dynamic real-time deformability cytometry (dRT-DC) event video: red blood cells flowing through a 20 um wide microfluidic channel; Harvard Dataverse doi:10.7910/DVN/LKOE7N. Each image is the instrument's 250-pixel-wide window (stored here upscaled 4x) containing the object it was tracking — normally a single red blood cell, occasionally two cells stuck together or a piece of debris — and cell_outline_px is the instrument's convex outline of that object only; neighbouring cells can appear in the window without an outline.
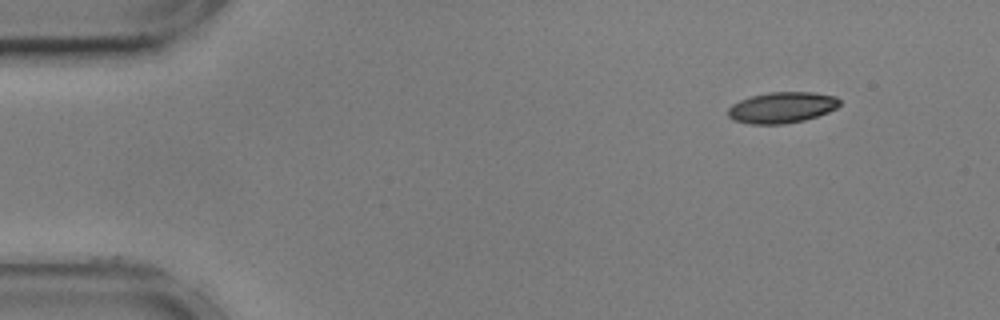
{"species": "common noctule bat (a hibernating species)", "species_latin": "Nyctalus noctula", "temperature_condition": "cold", "stored_images_in_passage": 51, "camera_frame_rate_fps": 3000, "um_per_image_px": 0.085, "animal": {"sex": "male", "body_mass_g": 17.9, "forearm_length_mm": 54.2}, "frame": {"image": 1, "passage_image": 1, "time_ms": 0.0, "image_size_px": [1000, 320], "cell_outline_px": [[840, 104], [836, 108], [828, 112], [804, 120], [784, 124], [748, 124], [732, 120], [728, 116], [728, 108], [732, 104], [740, 100], [752, 96], [768, 92], [812, 92], [836, 96], [840, 100]], "centroid_in_image_um": [66.44, 9.14], "position_along_channel_um": 18.6, "area_um2": 20.23}}
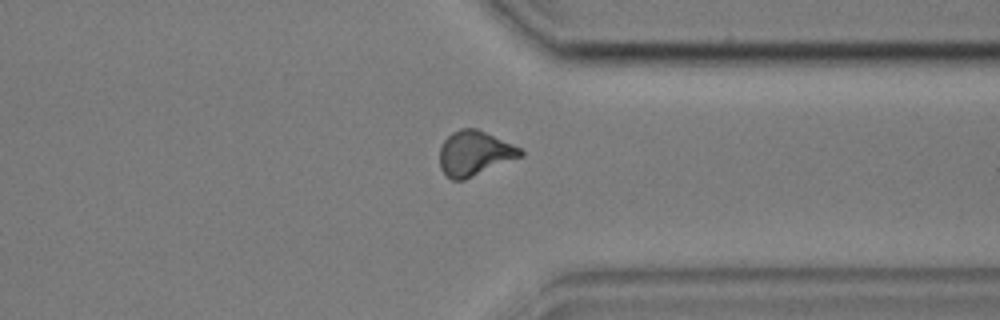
{"frame": {"image": 2, "passage_image": 38, "time_ms": 12.333, "image_size_px": [1000, 320], "cell_outline_px": [[524, 156], [464, 180], [452, 180], [444, 176], [440, 168], [440, 148], [444, 140], [452, 132], [460, 128], [476, 128], [512, 144], [520, 148], [524, 152]], "centroid_in_image_um": [40.32, 13.05], "position_along_channel_um": 371.1, "area_um2": 21.21}}
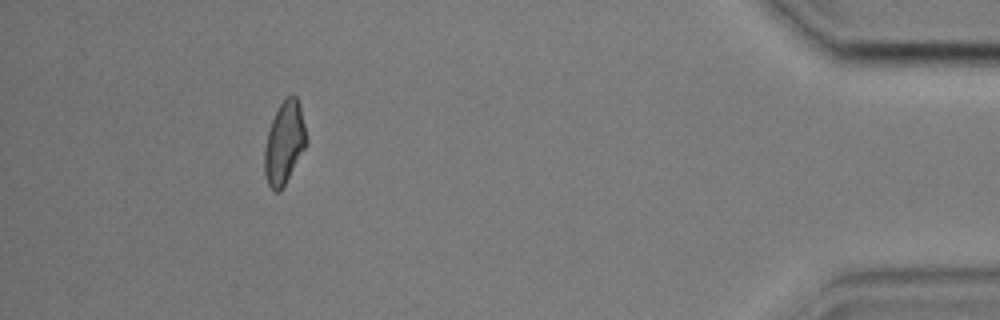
{"frame": {"image": 3, "passage_image": 46, "time_ms": 15.0, "image_size_px": [1000, 320], "cell_outline_px": [[308, 144], [280, 192], [276, 192], [268, 184], [264, 176], [264, 148], [268, 132], [272, 120], [280, 104], [292, 92], [296, 96], [300, 104], [308, 140]], "centroid_in_image_um": [24.18, 12.14], "position_along_channel_um": 411.0, "area_um2": 20.29}, "authors_computed_cell_mechanics": {"area_um2": 20.6346, "velocity_mm_per_s": 3.591, "shape_relaxation_time_tau1_ms": 5.8481, "shape_relaxation_time_tau2_ms": 4.7152, "deformation_change_tau1": 0.1595, "deformation_change_tau2": 0.1103}}